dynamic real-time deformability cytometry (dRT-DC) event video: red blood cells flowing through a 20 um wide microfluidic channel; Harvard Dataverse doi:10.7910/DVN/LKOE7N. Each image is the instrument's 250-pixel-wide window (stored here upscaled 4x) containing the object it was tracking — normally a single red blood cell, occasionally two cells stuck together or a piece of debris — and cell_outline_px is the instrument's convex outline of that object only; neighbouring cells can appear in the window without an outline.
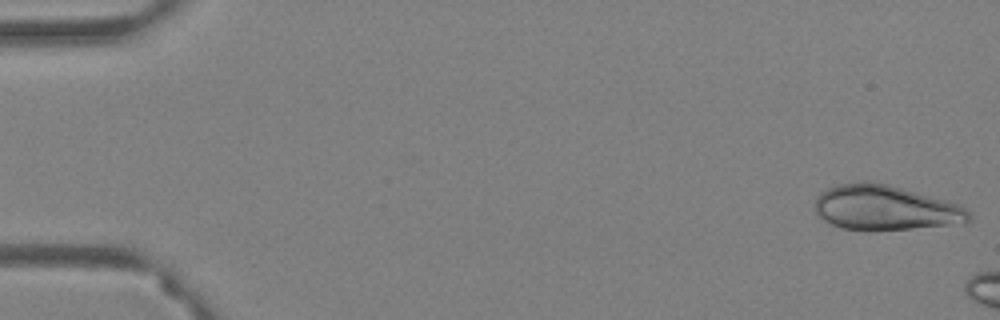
{"species": "Egyptian fruit bat (a non-hibernating species)", "species_latin": "Rousettus aegyptiacus", "temperature_condition": "warm", "stored_images_in_passage": 7, "camera_frame_rate_fps": 3000, "um_per_image_px": 0.085, "animal": {"sex": "female"}, "frame": {"image": 1, "passage_image": 1, "time_ms": 0.0, "image_size_px": [1000, 320], "cell_outline_px": [[972, 220], [968, 224], [908, 228], [844, 228], [832, 224], [816, 216], [816, 196], [820, 192], [836, 184], [864, 180], [868, 180], [888, 184], [944, 200], [956, 204], [964, 208], [972, 216]], "centroid_in_image_um": [75.25, 17.63], "position_along_channel_um": 9.8, "area_um2": 39.82}}